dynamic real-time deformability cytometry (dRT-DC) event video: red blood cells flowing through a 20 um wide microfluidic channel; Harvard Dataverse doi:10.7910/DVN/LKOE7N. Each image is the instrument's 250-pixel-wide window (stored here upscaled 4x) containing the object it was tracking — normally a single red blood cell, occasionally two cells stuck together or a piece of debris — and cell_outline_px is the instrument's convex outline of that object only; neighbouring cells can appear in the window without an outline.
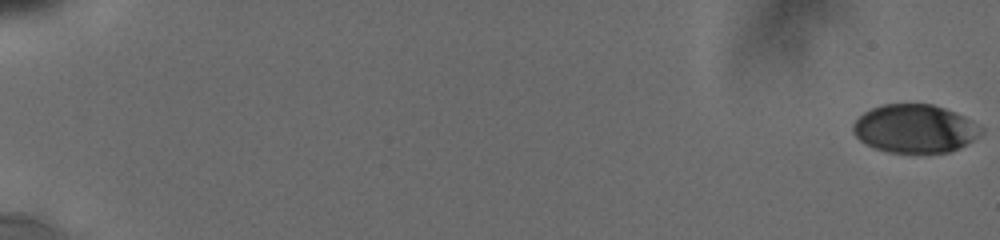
{"species": "human", "species_latin": "Homo sapiens", "temperature_condition": "cold", "stored_images_in_passage": 87, "camera_frame_rate_fps": 3000, "um_per_image_px": 0.085, "donor": {"sex": "male"}, "frame": {"image": 1, "passage_image": 1, "time_ms": 0.0, "image_size_px": [1000, 240], "cell_outline_px": [[984, 132], [980, 136], [960, 148], [948, 152], [888, 152], [876, 148], [860, 140], [852, 132], [852, 124], [864, 112], [872, 108], [884, 104], [932, 104], [944, 108], [964, 116], [972, 120], [984, 128]], "centroid_in_image_um": [77.79, 10.93], "position_along_channel_um": 7.2, "area_um2": 36.01}}
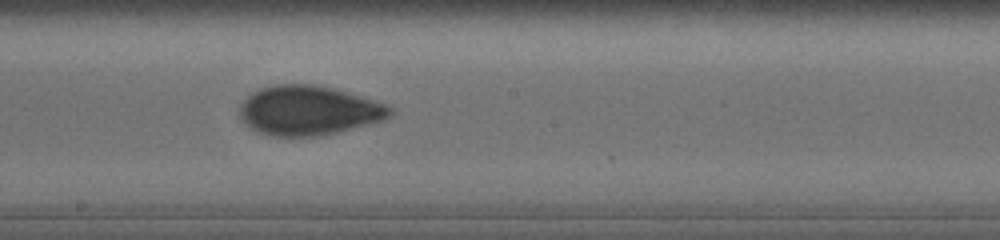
{"frame": {"image": 2, "passage_image": 46, "time_ms": 11.333, "image_size_px": [1000, 240], "cell_outline_px": [[392, 112], [388, 116], [380, 120], [336, 132], [316, 136], [272, 136], [248, 128], [240, 120], [240, 104], [252, 92], [260, 88], [276, 84], [312, 84], [336, 88], [384, 104], [392, 108]], "centroid_in_image_um": [26.15, 9.38], "position_along_channel_um": 222.1, "area_um2": 43.0}}
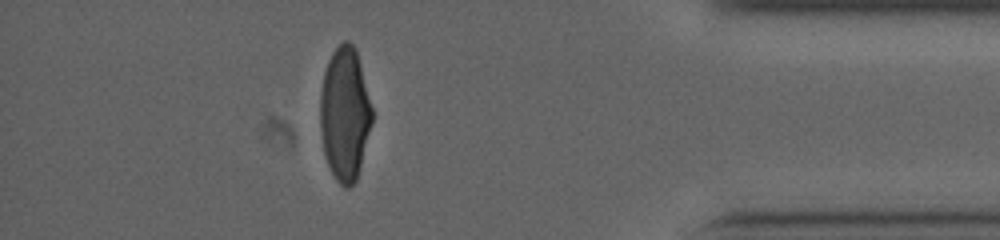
{"frame": {"image": 3, "passage_image": 76, "time_ms": 17.0, "image_size_px": [1000, 240], "cell_outline_px": [[372, 124], [356, 180], [348, 188], [344, 188], [336, 180], [328, 164], [324, 152], [320, 132], [320, 92], [324, 72], [328, 60], [332, 52], [344, 40], [348, 40], [356, 48], [372, 108]], "centroid_in_image_um": [29.3, 9.66], "position_along_channel_um": 405.9, "area_um2": 40.29}, "authors_computed_cell_mechanics": {"area_um2": 40.6912, "velocity_mm_per_s": 3.8022, "shape_relaxation_time_tau1_ms": 4.3897, "shape_relaxation_time_tau2_ms": 1.3587, "deformation_change_tau1": 0.1721, "deformation_change_tau2": 0.06}}